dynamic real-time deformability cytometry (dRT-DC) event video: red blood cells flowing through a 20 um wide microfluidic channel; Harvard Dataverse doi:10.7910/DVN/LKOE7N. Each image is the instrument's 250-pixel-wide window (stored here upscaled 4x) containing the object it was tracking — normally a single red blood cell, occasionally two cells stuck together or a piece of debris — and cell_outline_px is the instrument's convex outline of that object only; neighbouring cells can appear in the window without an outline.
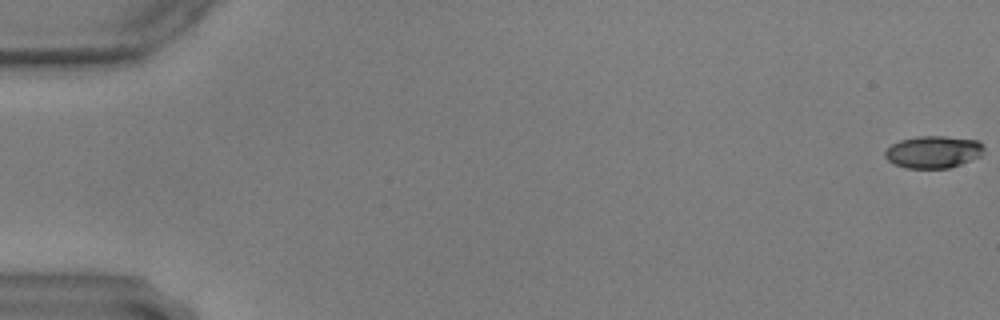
{"species": "common noctule bat (a hibernating species)", "species_latin": "Nyctalus noctula", "temperature_condition": "warm", "stored_images_in_passage": 59, "camera_frame_rate_fps": 3000, "um_per_image_px": 0.085, "animal": {"sex": "male", "body_mass_g": 17.9, "forearm_length_mm": 54.2}, "frame": {"image": 1, "passage_image": 1, "time_ms": 0.0, "image_size_px": [1000, 320], "cell_outline_px": [[984, 148], [980, 156], [960, 164], [948, 168], [904, 168], [888, 160], [884, 156], [884, 152], [892, 144], [900, 140], [916, 136], [944, 136], [980, 140], [984, 144]], "centroid_in_image_um": [79.34, 12.9], "position_along_channel_um": 5.7, "area_um2": 18.61}}
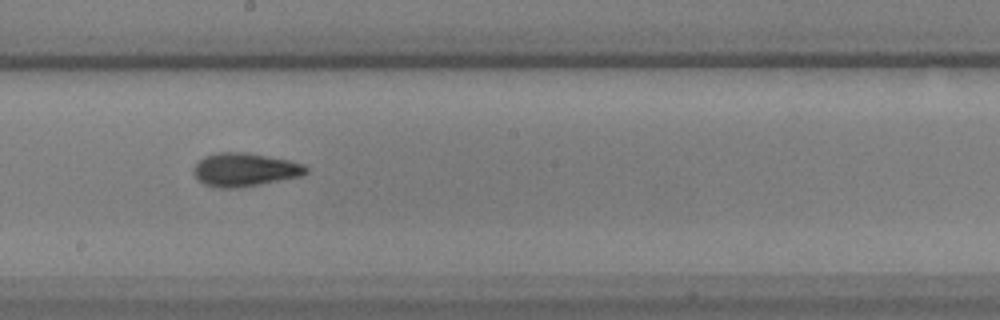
{"frame": {"image": 2, "passage_image": 34, "time_ms": 11.0, "image_size_px": [1000, 320], "cell_outline_px": [[308, 172], [304, 176], [240, 188], [216, 188], [204, 184], [192, 172], [192, 168], [204, 156], [216, 152], [248, 152], [288, 160], [304, 164], [308, 168]], "centroid_in_image_um": [20.82, 14.43], "position_along_channel_um": 227.4, "area_um2": 22.2}}
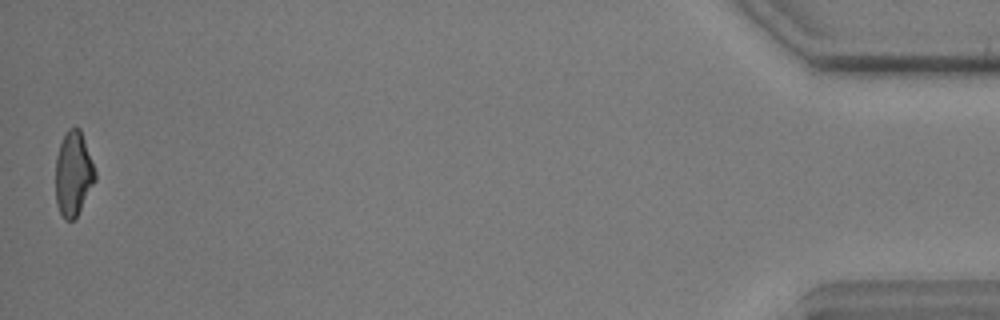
{"frame": {"image": 3, "passage_image": 59, "time_ms": 19.333, "image_size_px": [1000, 320], "cell_outline_px": [[96, 180], [76, 216], [72, 220], [64, 220], [56, 204], [56, 156], [60, 144], [68, 128], [80, 128], [96, 172]], "centroid_in_image_um": [6.23, 14.77], "position_along_channel_um": 429.0, "area_um2": 19.25}}